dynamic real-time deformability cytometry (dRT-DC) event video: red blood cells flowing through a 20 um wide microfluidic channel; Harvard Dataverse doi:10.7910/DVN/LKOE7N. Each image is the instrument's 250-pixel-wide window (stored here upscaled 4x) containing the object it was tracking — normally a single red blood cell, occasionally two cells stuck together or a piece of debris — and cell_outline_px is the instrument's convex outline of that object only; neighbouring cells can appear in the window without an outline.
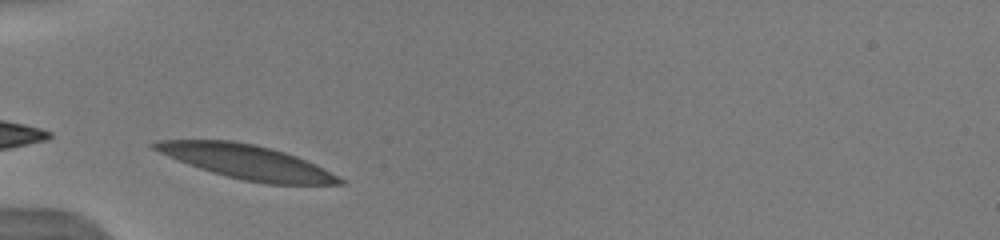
{"species": "human", "species_latin": "Homo sapiens", "temperature_condition": "warm", "stored_images_in_passage": 19, "camera_frame_rate_fps": 3000, "um_per_image_px": 0.085, "donor": {"sex": "male"}, "frame": {"image": 1, "passage_image": 1, "time_ms": 0.0, "image_size_px": [1000, 240], "cell_outline_px": [[344, 184], [268, 184], [244, 180], [212, 172], [188, 164], [168, 156], [152, 148], [148, 144], [156, 140], [232, 140], [256, 144], [272, 148], [296, 156], [324, 168], [344, 180]], "centroid_in_image_um": [20.95, 13.74], "position_along_channel_um": 64.0, "area_um2": 36.47}}